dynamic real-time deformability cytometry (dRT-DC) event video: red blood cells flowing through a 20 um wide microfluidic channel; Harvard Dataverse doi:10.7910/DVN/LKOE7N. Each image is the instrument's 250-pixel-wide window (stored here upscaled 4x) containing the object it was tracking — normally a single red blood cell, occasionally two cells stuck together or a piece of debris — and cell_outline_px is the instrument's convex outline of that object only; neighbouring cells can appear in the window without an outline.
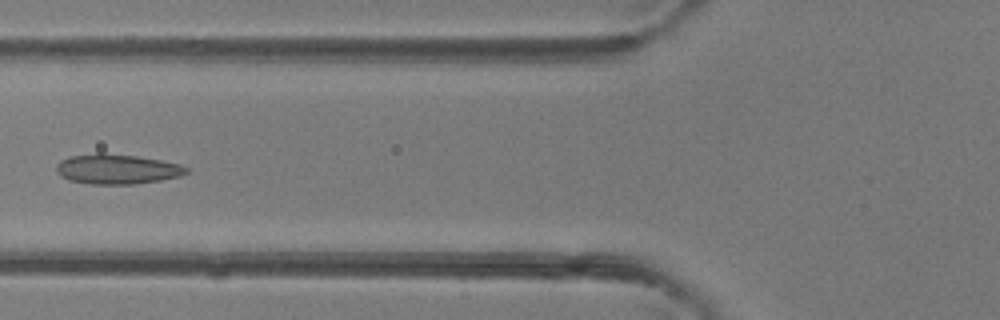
{"species": "common noctule bat (a hibernating species)", "species_latin": "Nyctalus noctula", "temperature_condition": "room temperature", "stored_images_in_passage": 5, "camera_frame_rate_fps": 3000, "um_per_image_px": 0.085, "animal": {"sex": "female"}, "frame": {"image": 1, "passage_image": 5, "time_ms": 4.667, "image_size_px": [1000, 320], "cell_outline_px": [[188, 172], [180, 176], [160, 180], [132, 184], [88, 184], [68, 180], [60, 176], [56, 172], [56, 164], [60, 160], [68, 156], [96, 152], [104, 152], [136, 156], [160, 160], [180, 164], [188, 168]], "centroid_in_image_um": [9.88, 14.36], "position_along_channel_um": 115.9, "area_um2": 22.95}}